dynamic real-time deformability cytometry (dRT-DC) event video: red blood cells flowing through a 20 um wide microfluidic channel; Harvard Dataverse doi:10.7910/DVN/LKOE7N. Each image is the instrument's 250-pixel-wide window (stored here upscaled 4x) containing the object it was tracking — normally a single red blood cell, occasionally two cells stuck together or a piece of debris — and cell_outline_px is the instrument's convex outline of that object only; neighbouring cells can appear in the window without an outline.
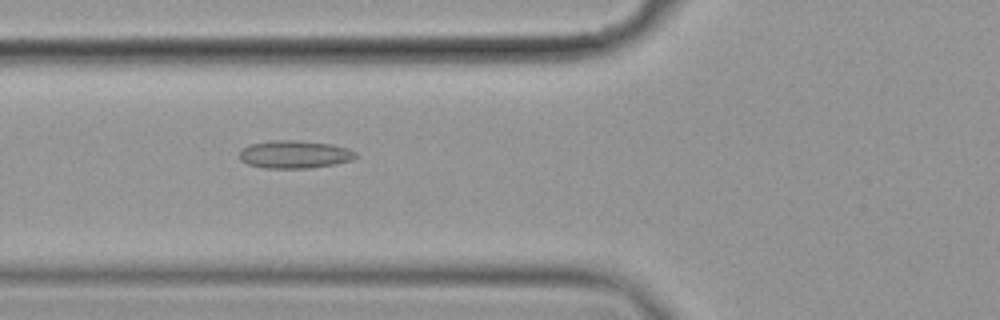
{"species": "common noctule bat (a hibernating species)", "species_latin": "Nyctalus noctula", "temperature_condition": "cold", "stored_images_in_passage": 54, "camera_frame_rate_fps": 3000, "um_per_image_px": 0.085, "animal": {"sex": "female", "body_mass_g": 19.9}, "frame": {"image": 1, "passage_image": 19, "time_ms": 6.0, "image_size_px": [1000, 320], "cell_outline_px": [[360, 156], [352, 160], [336, 164], [308, 168], [264, 168], [248, 164], [240, 160], [240, 152], [248, 144], [268, 140], [296, 140], [332, 144], [348, 148], [356, 152]], "centroid_in_image_um": [25.07, 13.12], "position_along_channel_um": 100.7, "area_um2": 19.07}}
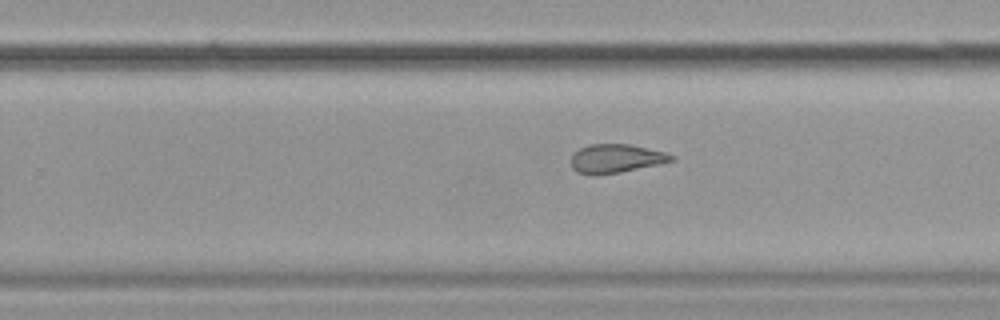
{"frame": {"image": 2, "passage_image": 34, "time_ms": 11.0, "image_size_px": [1000, 320], "cell_outline_px": [[676, 160], [660, 164], [620, 172], [596, 176], [576, 172], [572, 168], [568, 160], [572, 152], [588, 144], [628, 144], [664, 152], [676, 156]], "centroid_in_image_um": [52.29, 13.48], "position_along_channel_um": 277.5, "area_um2": 17.17}}
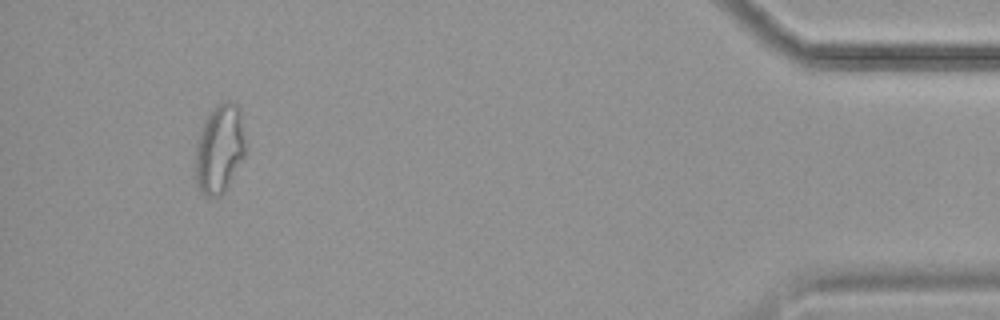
{"frame": {"image": 3, "passage_image": 51, "time_ms": 16.667, "image_size_px": [1000, 320], "cell_outline_px": [[244, 156], [224, 192], [220, 196], [208, 196], [200, 188], [196, 180], [196, 144], [204, 120], [220, 104], [228, 100], [232, 100], [240, 108], [244, 140]], "centroid_in_image_um": [18.67, 12.64], "position_along_channel_um": 416.5, "area_um2": 25.2}, "authors_computed_cell_mechanics": {"area_um2": 19.7387, "velocity_mm_per_s": 3.5379, "shape_relaxation_time_tau1_ms": null, "shape_relaxation_time_tau2_ms": 2.578, "deformation_change_tau1": null, "deformation_change_tau2": 0.1003}}